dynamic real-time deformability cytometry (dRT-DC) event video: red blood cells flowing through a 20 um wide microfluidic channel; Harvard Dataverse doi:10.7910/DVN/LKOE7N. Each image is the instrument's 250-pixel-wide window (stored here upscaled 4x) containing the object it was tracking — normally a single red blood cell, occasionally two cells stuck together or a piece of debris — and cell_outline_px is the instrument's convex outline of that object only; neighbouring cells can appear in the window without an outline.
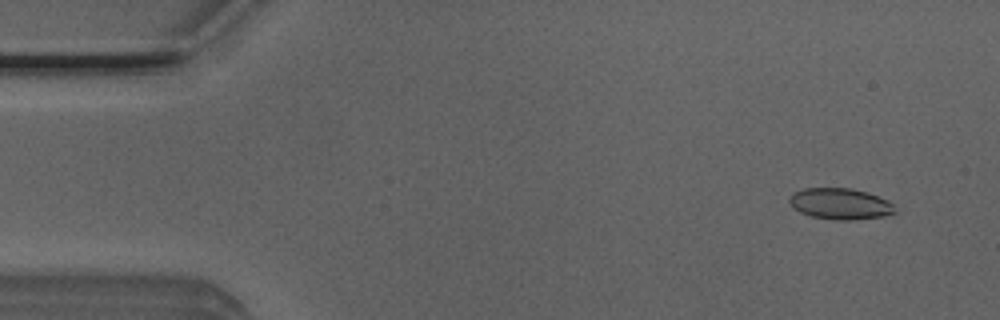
{"species": "Egyptian fruit bat (a non-hibernating species)", "species_latin": "Rousettus aegyptiacus", "temperature_condition": "room temperature", "stored_images_in_passage": 52, "camera_frame_rate_fps": 3000, "um_per_image_px": 0.085, "animal": {"sex": "male"}, "frame": {"image": 1, "passage_image": 4, "time_ms": 1.0, "image_size_px": [1000, 320], "cell_outline_px": [[896, 212], [884, 216], [852, 220], [832, 220], [812, 216], [800, 212], [792, 208], [788, 200], [792, 192], [804, 188], [852, 188], [868, 192], [888, 200], [892, 204]], "centroid_in_image_um": [71.39, 17.32], "position_along_channel_um": 13.6, "area_um2": 19.36}}
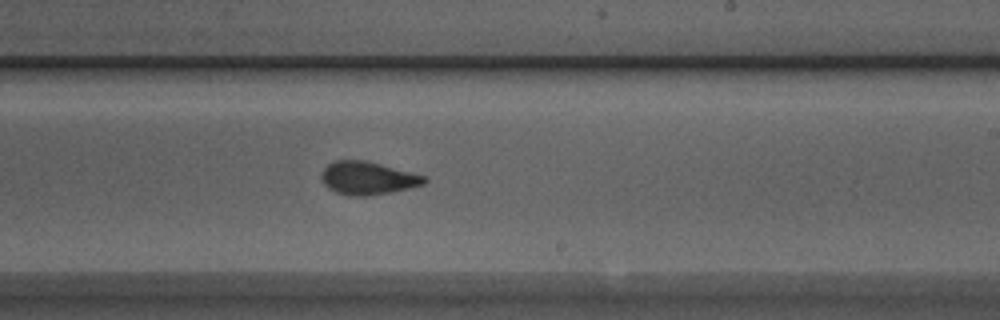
{"frame": {"image": 2, "passage_image": 31, "time_ms": 10.0, "image_size_px": [1000, 320], "cell_outline_px": [[428, 180], [424, 184], [408, 188], [368, 196], [352, 196], [336, 192], [328, 188], [324, 184], [320, 176], [324, 168], [332, 160], [364, 160], [380, 164], [424, 176]], "centroid_in_image_um": [31.2, 15.14], "position_along_channel_um": 257.8, "area_um2": 19.54}}
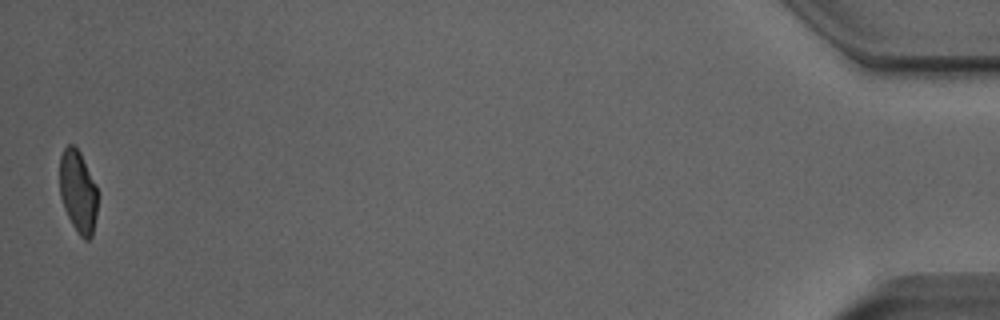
{"frame": {"image": 3, "passage_image": 52, "time_ms": 17.0, "image_size_px": [1000, 320], "cell_outline_px": [[96, 216], [92, 236], [88, 240], [84, 240], [80, 236], [72, 224], [64, 208], [60, 196], [60, 156], [64, 148], [68, 144], [72, 144], [80, 152], [96, 184]], "centroid_in_image_um": [6.62, 16.28], "position_along_channel_um": 428.6, "area_um2": 18.09}, "authors_computed_cell_mechanics": {"area_um2": 19.4786, "velocity_mm_per_s": 3.8893, "shape_relaxation_time_tau1_ms": 5.9888, "shape_relaxation_time_tau2_ms": 1.4982, "deformation_change_tau1": 0.1753, "deformation_change_tau2": 0.0832}}